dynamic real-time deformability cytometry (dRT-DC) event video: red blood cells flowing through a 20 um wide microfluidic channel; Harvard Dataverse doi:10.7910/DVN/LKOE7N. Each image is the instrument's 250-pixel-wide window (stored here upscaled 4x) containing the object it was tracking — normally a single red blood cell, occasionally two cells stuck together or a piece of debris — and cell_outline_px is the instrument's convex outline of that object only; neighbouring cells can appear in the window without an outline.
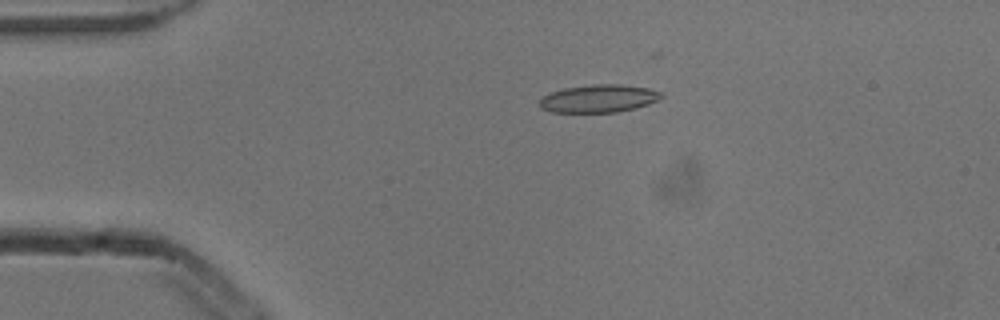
{"species": "common noctule bat (a hibernating species)", "species_latin": "Nyctalus noctula", "temperature_condition": "cold", "stored_images_in_passage": 4, "camera_frame_rate_fps": 3000, "um_per_image_px": 0.085, "animal": {"sex": "male", "body_mass_g": 13.3}, "frame": {"image": 1, "passage_image": 3, "time_ms": 0.667, "image_size_px": [1000, 320], "cell_outline_px": [[664, 96], [648, 104], [636, 108], [616, 112], [552, 112], [540, 108], [540, 100], [544, 96], [552, 92], [564, 88], [592, 84], [620, 84], [648, 88], [664, 92]], "centroid_in_image_um": [50.92, 8.37], "position_along_channel_um": 34.1, "area_um2": 19.71}}